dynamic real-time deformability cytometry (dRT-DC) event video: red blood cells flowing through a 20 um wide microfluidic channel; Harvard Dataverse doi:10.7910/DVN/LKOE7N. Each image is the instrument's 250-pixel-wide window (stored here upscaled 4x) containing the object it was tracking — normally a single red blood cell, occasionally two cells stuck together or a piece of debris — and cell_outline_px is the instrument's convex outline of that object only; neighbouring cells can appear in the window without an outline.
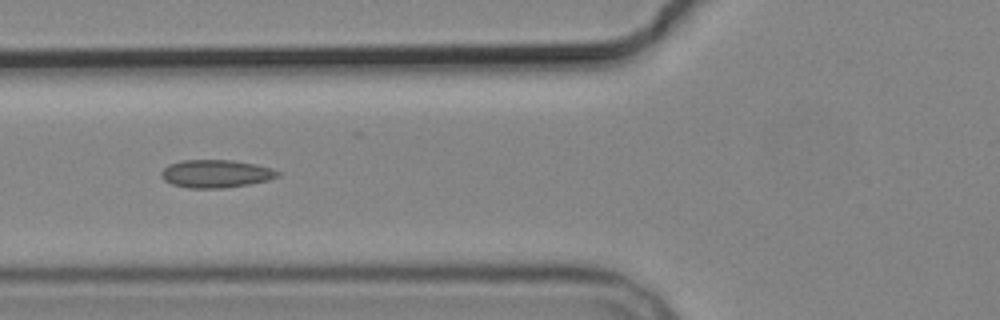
{"species": "common noctule bat (a hibernating species)", "species_latin": "Nyctalus noctula", "temperature_condition": "cold", "stored_images_in_passage": 5, "camera_frame_rate_fps": 3000, "um_per_image_px": 0.085, "animal": {"sex": "male", "body_mass_g": 19.2, "forearm_length_mm": 51.8}, "frame": {"image": 1, "passage_image": 3, "time_ms": 3.333, "image_size_px": [1000, 320], "cell_outline_px": [[280, 176], [268, 180], [248, 184], [224, 188], [188, 188], [172, 184], [164, 180], [160, 176], [160, 172], [168, 164], [184, 160], [232, 160], [256, 164], [272, 168], [280, 172]], "centroid_in_image_um": [18.34, 14.76], "position_along_channel_um": 107.5, "area_um2": 19.02}}
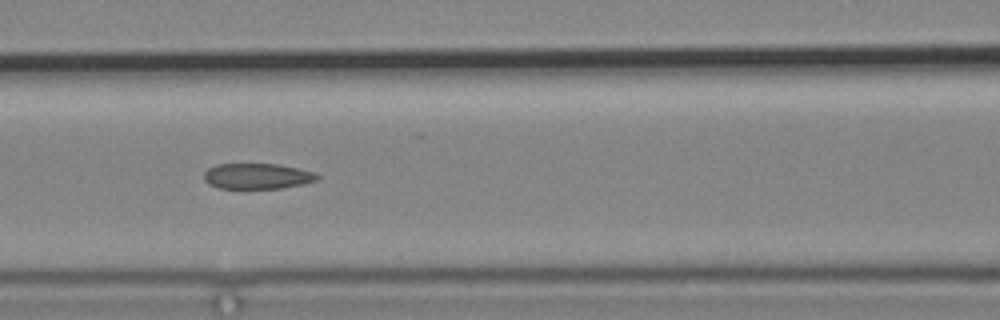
{"frame": {"image": 2, "passage_image": 4, "time_ms": 4.333, "image_size_px": [1000, 320], "cell_outline_px": [[320, 180], [304, 184], [280, 188], [220, 188], [208, 184], [204, 180], [204, 172], [208, 168], [216, 164], [276, 164], [316, 172], [320, 176]], "centroid_in_image_um": [21.89, 14.97], "position_along_channel_um": 144.7, "area_um2": 16.99}}
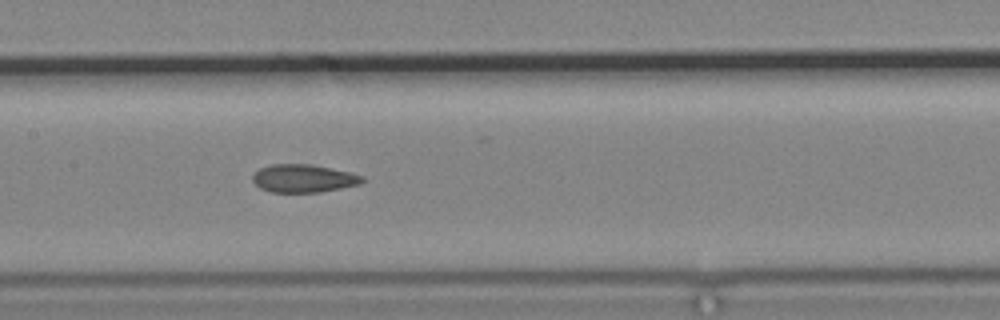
{"frame": {"image": 3, "passage_image": 5, "time_ms": 5.333, "image_size_px": [1000, 320], "cell_outline_px": [[364, 180], [360, 184], [320, 192], [272, 192], [260, 188], [252, 180], [252, 176], [260, 168], [272, 164], [308, 164], [348, 172], [364, 176]], "centroid_in_image_um": [25.78, 15.17], "position_along_channel_um": 181.6, "area_um2": 17.63}}